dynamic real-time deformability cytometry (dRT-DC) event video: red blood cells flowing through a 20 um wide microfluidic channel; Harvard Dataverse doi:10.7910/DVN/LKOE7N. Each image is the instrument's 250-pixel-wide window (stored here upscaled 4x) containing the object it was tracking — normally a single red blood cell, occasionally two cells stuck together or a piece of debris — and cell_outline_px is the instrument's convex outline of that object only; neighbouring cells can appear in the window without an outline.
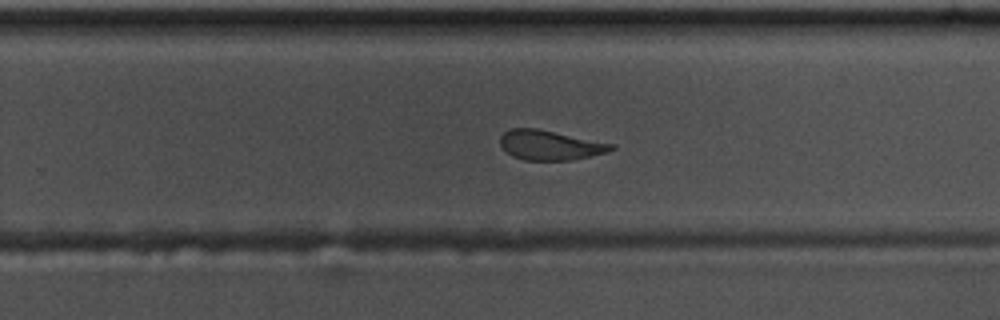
{"species": "common noctule bat (a hibernating species)", "species_latin": "Nyctalus noctula", "temperature_condition": "warm", "stored_images_in_passage": 40, "camera_frame_rate_fps": 3000, "um_per_image_px": 0.085, "animal": {"sex": "male", "body_mass_g": 17.5, "forearm_length_mm": 52.3}, "frame": {"image": 1, "passage_image": 20, "time_ms": 6.333, "image_size_px": [1000, 320], "cell_outline_px": [[616, 148], [608, 152], [572, 160], [524, 160], [512, 156], [504, 152], [500, 144], [500, 136], [504, 132], [512, 128], [536, 128], [616, 144]], "centroid_in_image_um": [46.75, 12.34], "position_along_channel_um": 283.1, "area_um2": 19.42}}
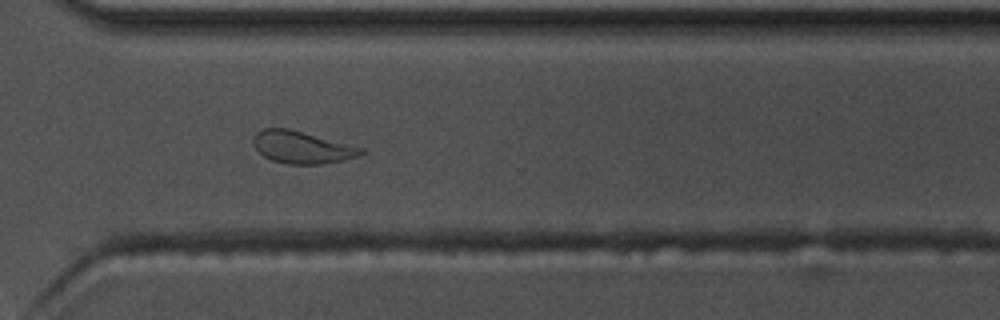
{"frame": {"image": 2, "passage_image": 25, "time_ms": 8.0, "image_size_px": [1000, 320], "cell_outline_px": [[368, 152], [344, 160], [320, 164], [288, 164], [272, 160], [264, 156], [252, 144], [252, 136], [256, 132], [264, 128], [288, 128], [364, 148]], "centroid_in_image_um": [25.65, 12.51], "position_along_channel_um": 344.9, "area_um2": 20.23}}
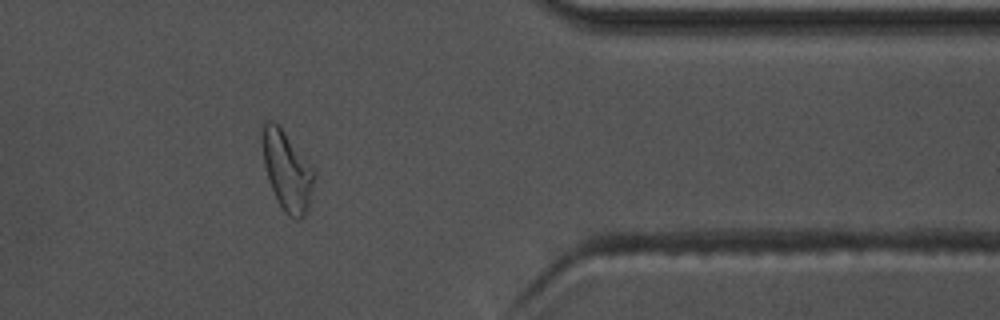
{"frame": {"image": 3, "passage_image": 30, "time_ms": 9.667, "image_size_px": [1000, 320], "cell_outline_px": [[316, 176], [308, 208], [304, 216], [300, 220], [296, 220], [288, 216], [284, 212], [276, 200], [264, 164], [260, 136], [260, 124], [264, 120], [272, 120], [280, 128], [316, 168]], "centroid_in_image_um": [24.4, 14.5], "position_along_channel_um": 387.0, "area_um2": 24.57}, "authors_computed_cell_mechanics": {"area_um2": 20.23, "velocity_mm_per_s": 3.6992, "shape_relaxation_time_tau1_ms": 5.7072, "shape_relaxation_time_tau2_ms": 1.9654, "deformation_change_tau1": 0.1918, "deformation_change_tau2": 0.0935}}